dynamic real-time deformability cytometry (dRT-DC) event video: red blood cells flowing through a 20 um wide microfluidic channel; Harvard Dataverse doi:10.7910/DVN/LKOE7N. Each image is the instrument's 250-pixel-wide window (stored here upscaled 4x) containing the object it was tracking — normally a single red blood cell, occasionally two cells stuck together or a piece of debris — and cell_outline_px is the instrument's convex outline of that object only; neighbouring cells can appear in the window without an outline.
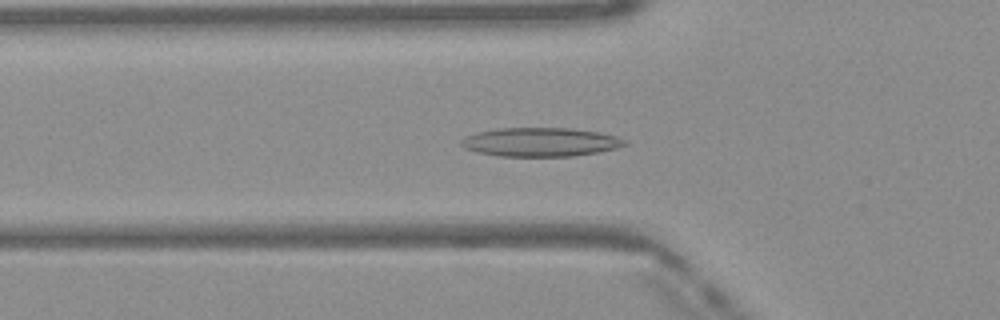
{"species": "Egyptian fruit bat (a non-hibernating species)", "species_latin": "Rousettus aegyptiacus", "temperature_condition": "warm", "stored_images_in_passage": 49, "camera_frame_rate_fps": 3000, "um_per_image_px": 0.085, "frame": {"image": 1, "passage_image": 17, "time_ms": 5.333, "image_size_px": [1000, 320], "cell_outline_px": [[628, 144], [616, 148], [596, 152], [572, 156], [500, 156], [476, 152], [464, 148], [460, 144], [460, 140], [476, 132], [496, 128], [572, 128], [600, 132], [616, 136], [628, 140]], "centroid_in_image_um": [45.94, 12.07], "position_along_channel_um": 79.9, "area_um2": 27.57}}
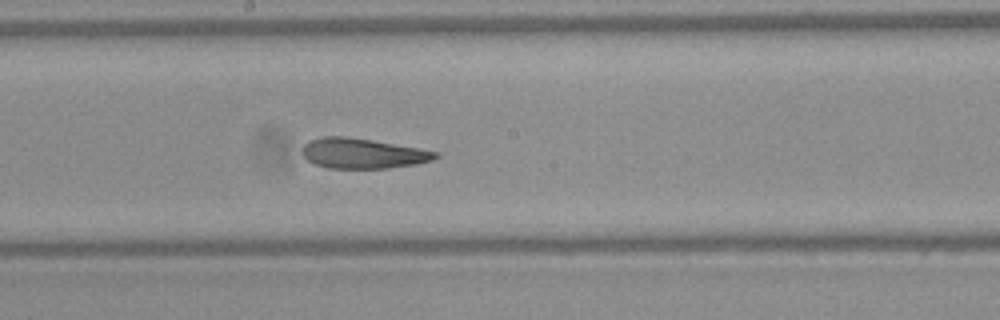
{"frame": {"image": 2, "passage_image": 27, "time_ms": 8.667, "image_size_px": [1000, 320], "cell_outline_px": [[440, 156], [432, 160], [416, 164], [388, 168], [328, 168], [316, 164], [308, 160], [304, 156], [304, 144], [308, 140], [324, 136], [348, 136], [420, 148], [440, 152]], "centroid_in_image_um": [30.87, 13.03], "position_along_channel_um": 217.3, "area_um2": 23.41}}
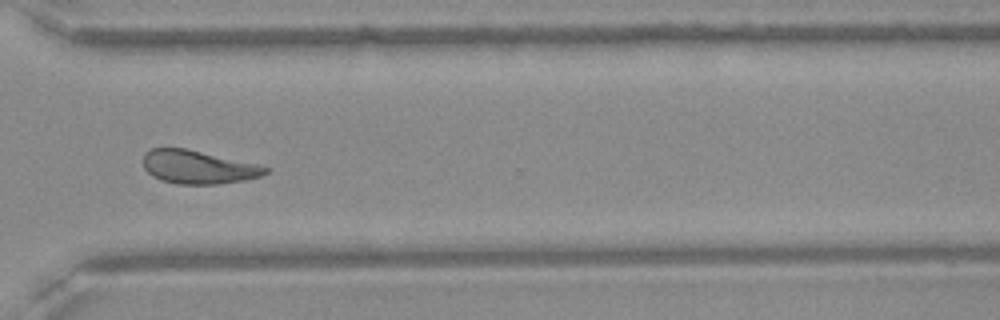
{"frame": {"image": 3, "passage_image": 37, "time_ms": 12.0, "image_size_px": [1000, 320], "cell_outline_px": [[272, 168], [268, 172], [260, 176], [244, 180], [216, 184], [176, 184], [160, 180], [152, 176], [144, 168], [144, 152], [152, 148], [184, 148], [256, 164]], "centroid_in_image_um": [16.82, 14.21], "position_along_channel_um": 353.8, "area_um2": 23.58}, "authors_computed_cell_mechanics": {"area_um2": 25.2586, "velocity_mm_per_s": 4.0942, "shape_relaxation_time_tau1_ms": 8.5262, "shape_relaxation_time_tau2_ms": 2.8699, "deformation_change_tau1": 0.2089, "deformation_change_tau2": 0.1198}}